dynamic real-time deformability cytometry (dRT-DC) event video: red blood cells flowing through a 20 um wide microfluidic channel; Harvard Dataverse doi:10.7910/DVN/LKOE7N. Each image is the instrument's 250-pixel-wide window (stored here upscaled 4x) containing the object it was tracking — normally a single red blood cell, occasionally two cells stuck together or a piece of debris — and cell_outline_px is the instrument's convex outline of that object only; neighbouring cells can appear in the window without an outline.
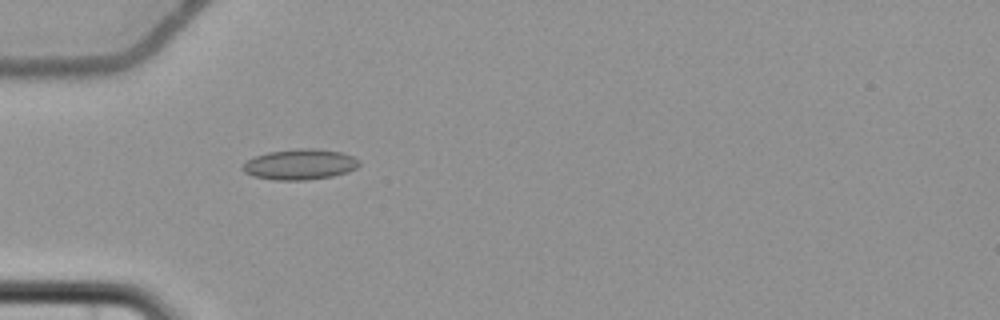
{"species": "common noctule bat (a hibernating species)", "species_latin": "Nyctalus noctula", "temperature_condition": "cold", "stored_images_in_passage": 7, "camera_frame_rate_fps": 3000, "um_per_image_px": 0.085, "animal": {"sex": "female", "body_mass_g": 22.7, "forearm_length_mm": 54.2}, "frame": {"image": 1, "passage_image": 6, "time_ms": 6.0, "image_size_px": [1000, 320], "cell_outline_px": [[360, 164], [356, 168], [348, 172], [332, 176], [308, 180], [276, 180], [252, 176], [244, 172], [240, 168], [248, 160], [256, 156], [268, 152], [300, 148], [312, 148], [340, 152], [352, 156], [360, 160]], "centroid_in_image_um": [25.5, 13.98], "position_along_channel_um": 59.5, "area_um2": 20.75}}
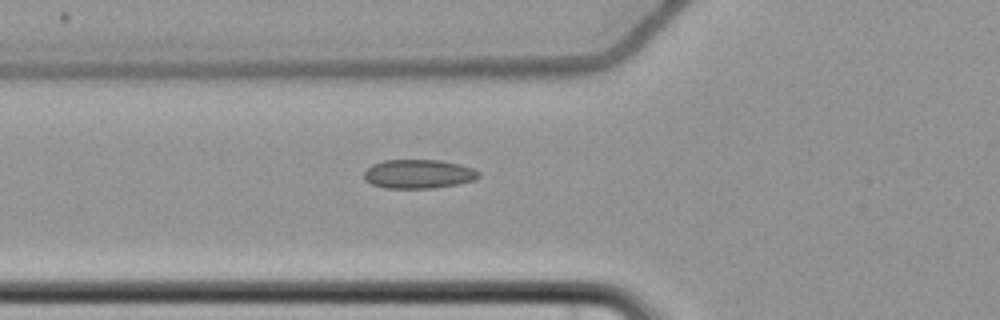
{"frame": {"image": 2, "passage_image": 7, "time_ms": 7.0, "image_size_px": [1000, 320], "cell_outline_px": [[480, 176], [476, 180], [456, 184], [432, 188], [384, 188], [372, 184], [364, 180], [364, 172], [372, 164], [384, 160], [440, 160], [460, 164], [472, 168], [480, 172]], "centroid_in_image_um": [35.57, 14.78], "position_along_channel_um": 90.2, "area_um2": 19.42}}